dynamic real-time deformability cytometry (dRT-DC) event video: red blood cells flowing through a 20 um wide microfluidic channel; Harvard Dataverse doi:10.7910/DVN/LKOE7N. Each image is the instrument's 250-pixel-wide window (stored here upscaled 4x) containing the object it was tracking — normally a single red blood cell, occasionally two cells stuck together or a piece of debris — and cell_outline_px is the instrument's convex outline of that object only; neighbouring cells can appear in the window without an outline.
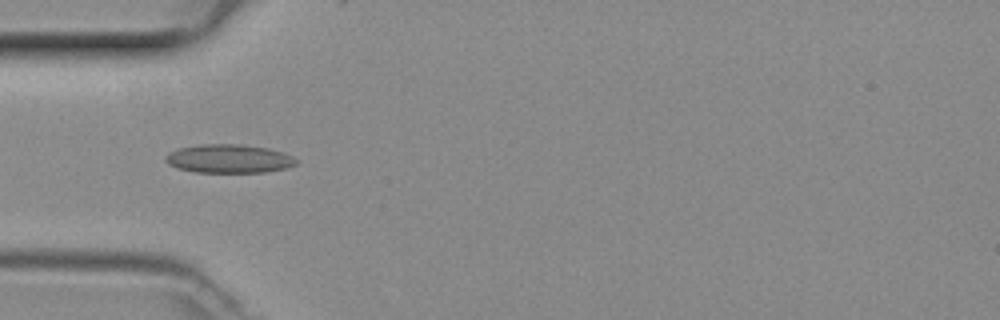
{"species": "common noctule bat (a hibernating species)", "species_latin": "Nyctalus noctula", "temperature_condition": "room temperature", "stored_images_in_passage": 36, "camera_frame_rate_fps": 3000, "um_per_image_px": 0.085, "animal": {"sex": "female", "body_mass_g": 29.2, "forearm_length_mm": 56.3}, "frame": {"image": 1, "passage_image": 3, "time_ms": 0.667, "image_size_px": [1000, 320], "cell_outline_px": [[296, 164], [284, 168], [264, 172], [196, 172], [176, 168], [168, 164], [164, 160], [164, 156], [168, 152], [180, 148], [200, 144], [236, 144], [268, 148], [284, 152], [292, 156], [296, 160]], "centroid_in_image_um": [19.41, 13.48], "position_along_channel_um": 65.6, "area_um2": 21.73}}
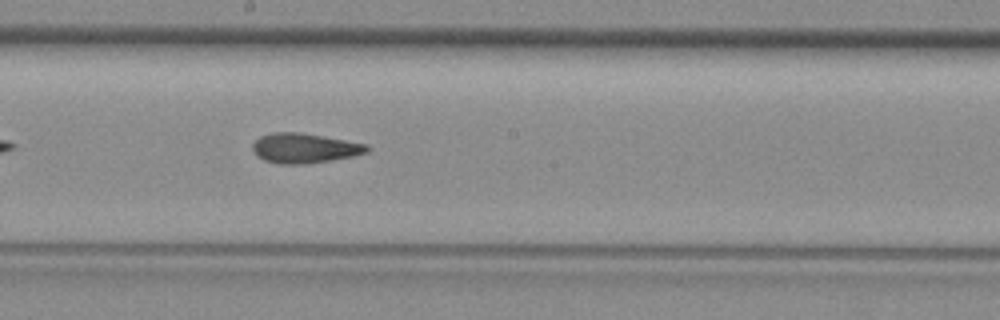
{"frame": {"image": 2, "passage_image": 14, "time_ms": 4.333, "image_size_px": [1000, 320], "cell_outline_px": [[372, 148], [368, 152], [352, 156], [304, 164], [276, 164], [264, 160], [252, 148], [252, 144], [260, 136], [272, 132], [300, 132], [368, 144]], "centroid_in_image_um": [25.9, 12.58], "position_along_channel_um": 222.3, "area_um2": 19.77}}
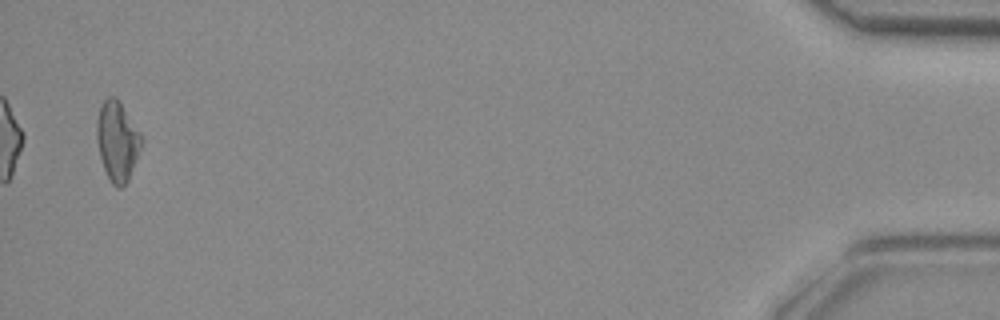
{"frame": {"image": 3, "passage_image": 35, "time_ms": 11.333, "image_size_px": [1000, 320], "cell_outline_px": [[140, 148], [128, 180], [120, 188], [116, 188], [112, 184], [104, 168], [100, 156], [96, 140], [96, 120], [100, 108], [104, 100], [108, 96], [116, 96], [120, 100], [140, 132]], "centroid_in_image_um": [9.94, 11.95], "position_along_channel_um": 425.3, "area_um2": 20.52}}